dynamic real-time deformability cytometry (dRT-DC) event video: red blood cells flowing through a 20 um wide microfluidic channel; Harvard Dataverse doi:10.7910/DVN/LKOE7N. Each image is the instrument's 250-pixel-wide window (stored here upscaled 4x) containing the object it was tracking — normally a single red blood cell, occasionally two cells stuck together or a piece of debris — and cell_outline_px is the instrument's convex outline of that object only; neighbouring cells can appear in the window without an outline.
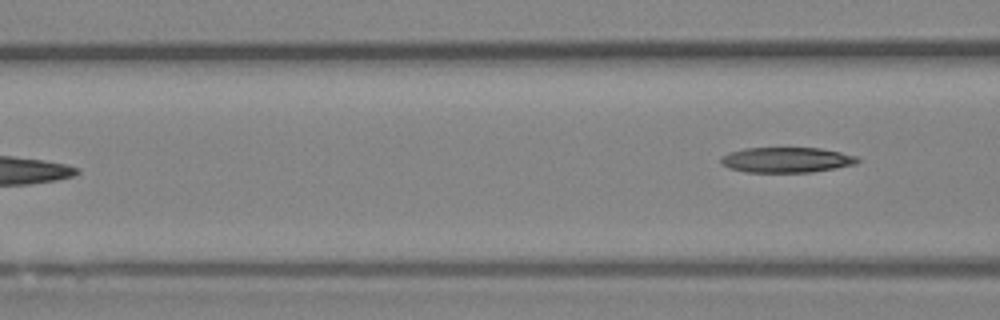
{"species": "Egyptian fruit bat (a non-hibernating species)", "species_latin": "Rousettus aegyptiacus", "temperature_condition": "room temperature", "stored_images_in_passage": 7, "camera_frame_rate_fps": 3000, "um_per_image_px": 0.085, "animal": {"sex": "female"}, "frame": {"image": 1, "passage_image": 7, "time_ms": 7.0, "image_size_px": [1000, 320], "cell_outline_px": [[860, 160], [856, 164], [836, 168], [812, 172], [744, 172], [728, 168], [720, 164], [720, 156], [728, 152], [744, 148], [820, 148], [840, 152], [856, 156]], "centroid_in_image_um": [66.8, 13.59], "position_along_channel_um": 99.8, "area_um2": 20.35}}